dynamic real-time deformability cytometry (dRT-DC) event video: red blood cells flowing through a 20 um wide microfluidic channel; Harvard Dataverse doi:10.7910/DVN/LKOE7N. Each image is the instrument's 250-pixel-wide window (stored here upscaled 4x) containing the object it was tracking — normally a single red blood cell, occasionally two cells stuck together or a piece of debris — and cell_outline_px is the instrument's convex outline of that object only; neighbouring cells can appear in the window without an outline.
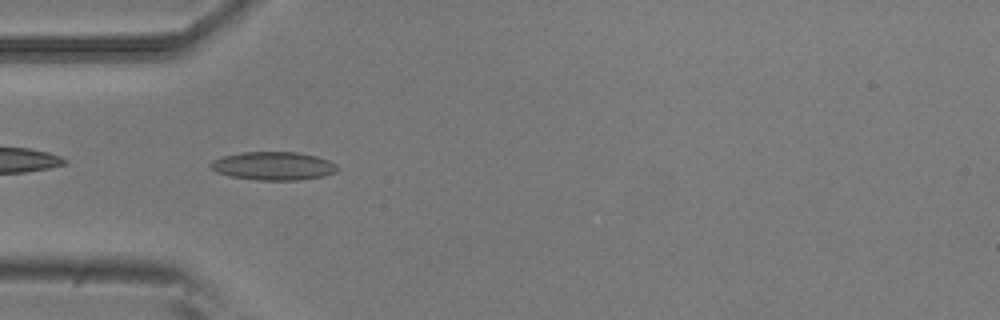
{"species": "common noctule bat (a hibernating species)", "species_latin": "Nyctalus noctula", "temperature_condition": "room temperature", "stored_images_in_passage": 7, "camera_frame_rate_fps": 3000, "um_per_image_px": 0.085, "animal": {"sex": "male", "body_mass_g": 20.5, "forearm_length_mm": 52.5}, "frame": {"image": 1, "passage_image": 3, "time_ms": 0.667, "image_size_px": [1000, 320], "cell_outline_px": [[340, 168], [336, 172], [324, 176], [300, 180], [256, 180], [232, 176], [216, 172], [208, 168], [208, 164], [212, 160], [224, 156], [244, 152], [300, 152], [316, 156], [328, 160], [336, 164]], "centroid_in_image_um": [23.24, 14.1], "position_along_channel_um": 61.8, "area_um2": 21.1}}
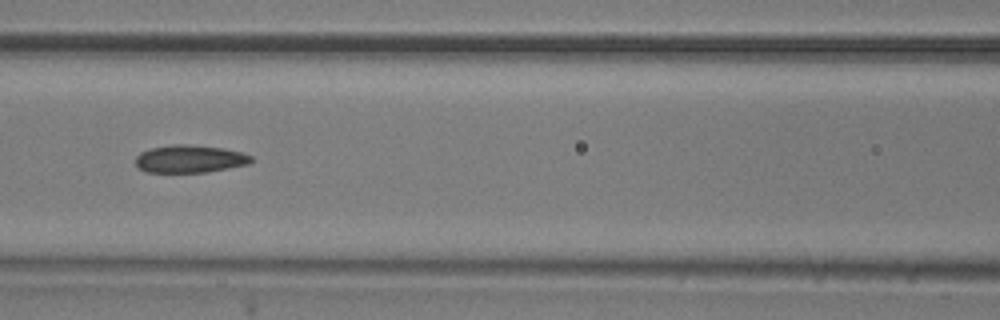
{"frame": {"image": 2, "passage_image": 5, "time_ms": 1.333, "image_size_px": [1000, 320], "cell_outline_px": [[252, 160], [248, 164], [208, 172], [144, 172], [136, 164], [136, 156], [140, 152], [152, 148], [176, 144], [184, 144], [224, 148], [240, 152], [252, 156]], "centroid_in_image_um": [16.13, 13.51], "position_along_channel_um": 150.5, "area_um2": 18.5}}
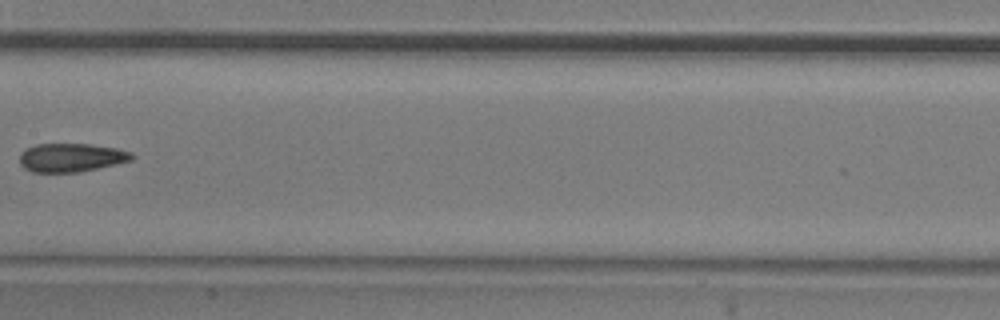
{"frame": {"image": 3, "passage_image": 6, "time_ms": 1.667, "image_size_px": [1000, 320], "cell_outline_px": [[136, 156], [132, 160], [116, 164], [80, 172], [32, 172], [24, 168], [20, 164], [20, 152], [24, 148], [36, 144], [92, 144], [116, 148], [132, 152]], "centroid_in_image_um": [6.05, 13.39], "position_along_channel_um": 201.3, "area_um2": 18.9}}